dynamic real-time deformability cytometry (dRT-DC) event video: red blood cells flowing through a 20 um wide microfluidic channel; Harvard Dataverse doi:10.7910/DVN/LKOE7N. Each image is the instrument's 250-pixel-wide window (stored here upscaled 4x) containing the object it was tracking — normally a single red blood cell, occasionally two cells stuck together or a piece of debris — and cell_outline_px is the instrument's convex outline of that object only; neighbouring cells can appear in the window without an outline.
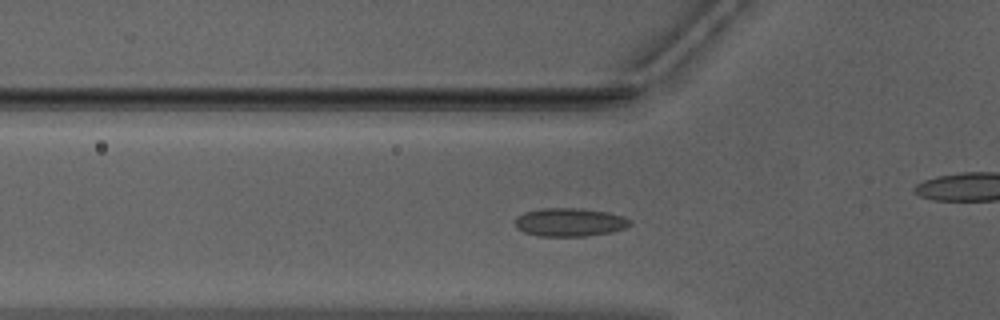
{"species": "Egyptian fruit bat (a non-hibernating species)", "species_latin": "Rousettus aegyptiacus", "temperature_condition": "warm", "stored_images_in_passage": 50, "camera_frame_rate_fps": 3000, "um_per_image_px": 0.085, "animal": {"sex": "male"}, "frame": {"image": 1, "passage_image": 15, "time_ms": 4.667, "image_size_px": [1000, 320], "cell_outline_px": [[632, 224], [624, 228], [612, 232], [584, 236], [536, 236], [524, 232], [516, 228], [516, 216], [524, 212], [540, 208], [580, 208], [608, 212], [624, 216], [632, 220]], "centroid_in_image_um": [48.43, 18.88], "position_along_channel_um": 77.4, "area_um2": 19.19}}
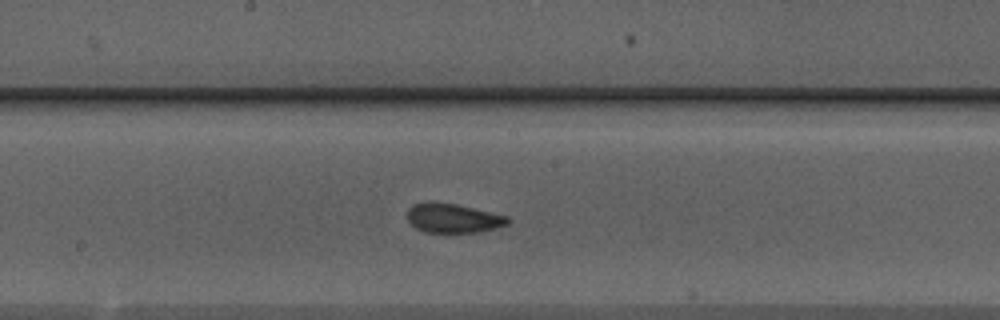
{"frame": {"image": 2, "passage_image": 25, "time_ms": 8.0, "image_size_px": [1000, 320], "cell_outline_px": [[512, 220], [508, 224], [496, 228], [480, 232], [424, 232], [416, 228], [408, 220], [408, 208], [412, 204], [456, 204], [508, 216]], "centroid_in_image_um": [38.58, 18.58], "position_along_channel_um": 209.6, "area_um2": 16.7}}
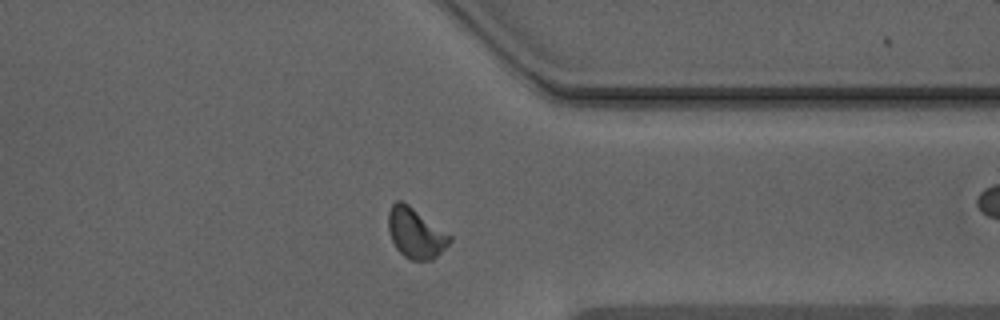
{"frame": {"image": 3, "passage_image": 38, "time_ms": 12.333, "image_size_px": [1000, 320], "cell_outline_px": [[452, 240], [432, 260], [412, 260], [404, 256], [396, 248], [392, 240], [388, 228], [388, 212], [392, 204], [396, 200], [400, 200], [408, 204], [452, 236]], "centroid_in_image_um": [35.31, 19.8], "position_along_channel_um": 376.1, "area_um2": 17.74}, "authors_computed_cell_mechanics": {"area_um2": 17.2822, "velocity_mm_per_s": 3.9561, "shape_relaxation_time_tau1_ms": 10.5562, "shape_relaxation_time_tau2_ms": 0.9748, "deformation_change_tau1": 0.1524, "deformation_change_tau2": 0.0463}}